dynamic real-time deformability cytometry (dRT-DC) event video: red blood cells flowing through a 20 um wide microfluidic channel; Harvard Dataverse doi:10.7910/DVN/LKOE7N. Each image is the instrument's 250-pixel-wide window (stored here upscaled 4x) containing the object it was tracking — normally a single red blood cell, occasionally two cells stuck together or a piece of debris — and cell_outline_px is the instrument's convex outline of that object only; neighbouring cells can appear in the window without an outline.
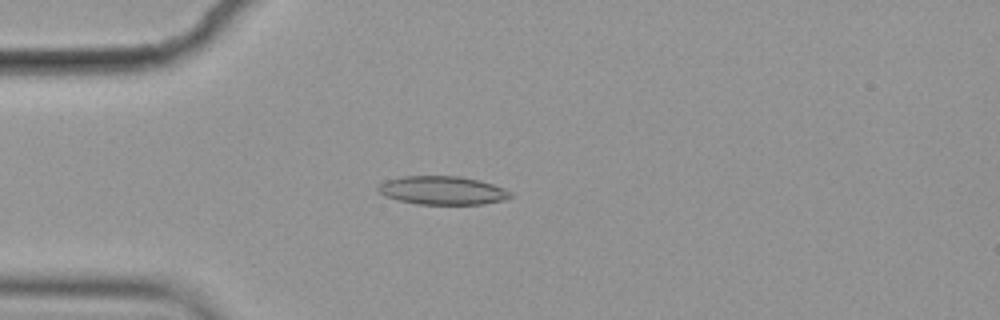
{"species": "common noctule bat (a hibernating species)", "species_latin": "Nyctalus noctula", "temperature_condition": "cold", "stored_images_in_passage": 56, "camera_frame_rate_fps": 3000, "um_per_image_px": 0.085, "animal": {"sex": "female", "body_mass_g": 19.9}, "frame": {"image": 1, "passage_image": 15, "time_ms": 4.667, "image_size_px": [1000, 320], "cell_outline_px": [[512, 196], [504, 200], [484, 204], [416, 204], [396, 200], [384, 196], [376, 188], [376, 184], [388, 180], [404, 176], [460, 176], [480, 180], [504, 188], [512, 192]], "centroid_in_image_um": [37.59, 16.19], "position_along_channel_um": 47.4, "area_um2": 22.14}}
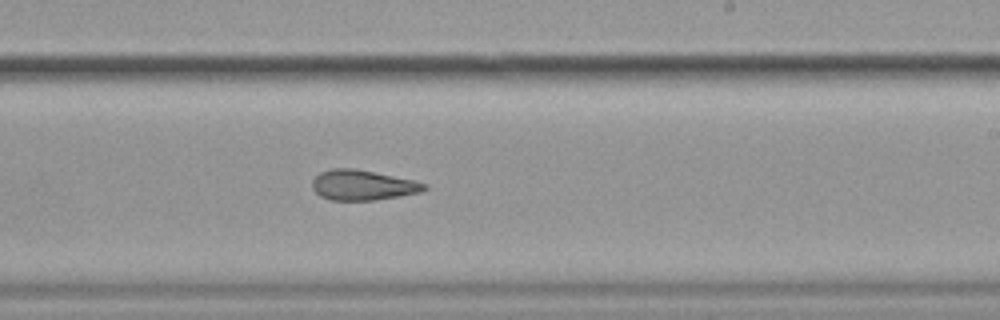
{"frame": {"image": 2, "passage_image": 34, "time_ms": 11.0, "image_size_px": [1000, 320], "cell_outline_px": [[428, 188], [420, 192], [400, 196], [376, 200], [332, 200], [320, 196], [312, 188], [312, 180], [320, 172], [332, 168], [352, 168], [412, 180], [428, 184]], "centroid_in_image_um": [30.81, 15.74], "position_along_channel_um": 258.2, "area_um2": 19.54}}
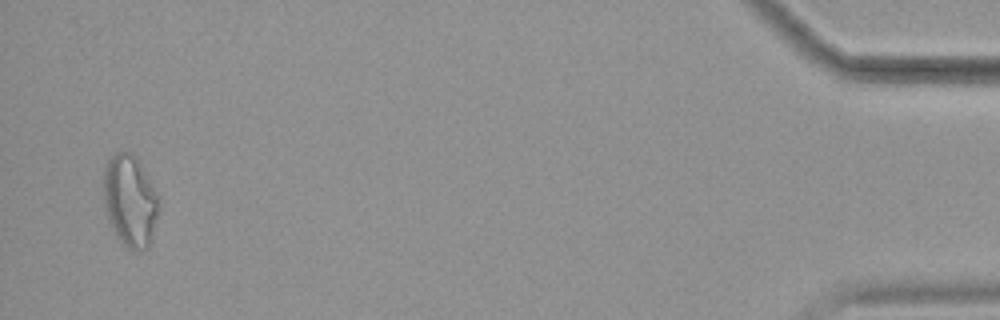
{"frame": {"image": 3, "passage_image": 55, "time_ms": 18.0, "image_size_px": [1000, 320], "cell_outline_px": [[156, 220], [152, 240], [148, 248], [140, 252], [132, 252], [116, 236], [108, 220], [104, 204], [104, 168], [108, 160], [116, 152], [132, 152], [136, 156], [156, 196]], "centroid_in_image_um": [11.01, 17.12], "position_along_channel_um": 424.2, "area_um2": 29.02}, "authors_computed_cell_mechanics": {"area_um2": 21.2704, "velocity_mm_per_s": 3.5587, "shape_relaxation_time_tau1_ms": null, "shape_relaxation_time_tau2_ms": 3.4864, "deformation_change_tau1": null, "deformation_change_tau2": 0.1149}}